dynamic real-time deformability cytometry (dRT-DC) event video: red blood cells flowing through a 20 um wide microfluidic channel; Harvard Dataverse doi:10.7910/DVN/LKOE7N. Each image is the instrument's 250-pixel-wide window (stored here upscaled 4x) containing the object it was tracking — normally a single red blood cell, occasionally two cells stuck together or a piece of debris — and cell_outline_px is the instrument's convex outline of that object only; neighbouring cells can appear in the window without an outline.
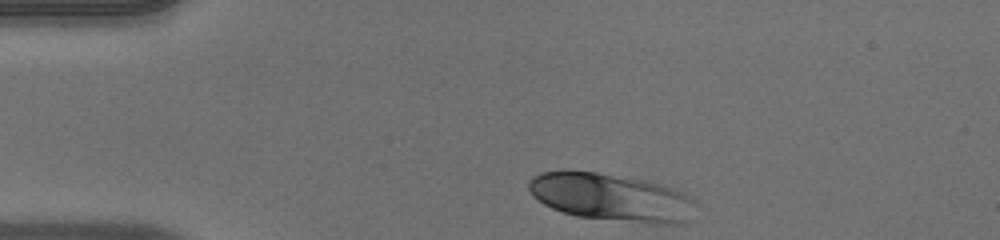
{"species": "human", "species_latin": "Homo sapiens", "temperature_condition": "warm", "stored_images_in_passage": 34, "camera_frame_rate_fps": 3000, "um_per_image_px": 0.085, "donor": {"sex": "male"}, "frame": {"image": 1, "passage_image": 1, "time_ms": 0.0, "image_size_px": [1000, 240], "cell_outline_px": [[696, 204], [684, 220], [680, 224], [648, 224], [576, 216], [552, 208], [544, 204], [532, 196], [528, 188], [528, 180], [532, 176], [544, 172], [596, 172], [644, 180], [660, 184], [672, 188], [688, 196]], "centroid_in_image_um": [51.91, 16.79], "position_along_channel_um": 33.1, "area_um2": 45.78}}
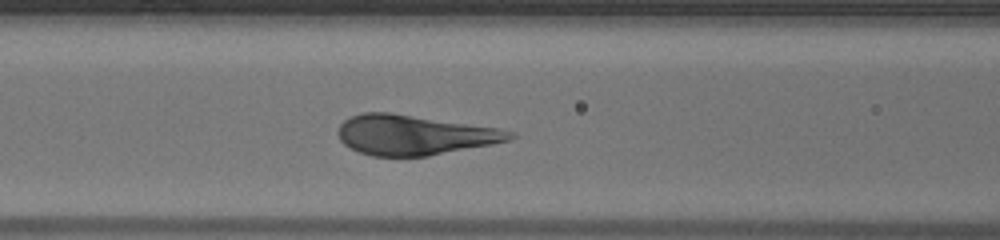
{"frame": {"image": 2, "passage_image": 12, "time_ms": 3.667, "image_size_px": [1000, 240], "cell_outline_px": [[516, 136], [512, 140], [492, 144], [428, 156], [372, 156], [360, 152], [344, 144], [340, 140], [336, 132], [340, 124], [344, 120], [352, 116], [364, 112], [392, 112], [500, 128], [512, 132]], "centroid_in_image_um": [35.21, 11.46], "position_along_channel_um": 131.4, "area_um2": 40.11}}
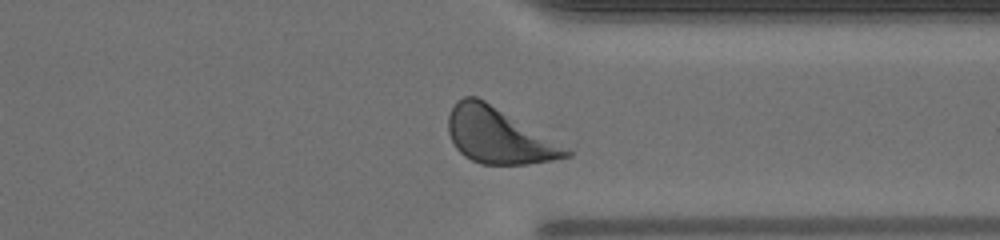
{"frame": {"image": 3, "passage_image": 30, "time_ms": 9.667, "image_size_px": [1000, 240], "cell_outline_px": [[572, 156], [552, 160], [528, 164], [480, 164], [464, 156], [456, 148], [448, 132], [448, 116], [452, 104], [456, 100], [464, 96], [476, 96], [484, 100], [572, 152]], "centroid_in_image_um": [42.29, 11.53], "position_along_channel_um": 369.1, "area_um2": 37.28}, "authors_computed_cell_mechanics": {"area_um2": 40.4889, "velocity_mm_per_s": 3.9781, "shape_relaxation_time_tau1_ms": 1.8227, "shape_relaxation_time_tau2_ms": null, "deformation_change_tau1": 0.1483, "deformation_change_tau2": null}}